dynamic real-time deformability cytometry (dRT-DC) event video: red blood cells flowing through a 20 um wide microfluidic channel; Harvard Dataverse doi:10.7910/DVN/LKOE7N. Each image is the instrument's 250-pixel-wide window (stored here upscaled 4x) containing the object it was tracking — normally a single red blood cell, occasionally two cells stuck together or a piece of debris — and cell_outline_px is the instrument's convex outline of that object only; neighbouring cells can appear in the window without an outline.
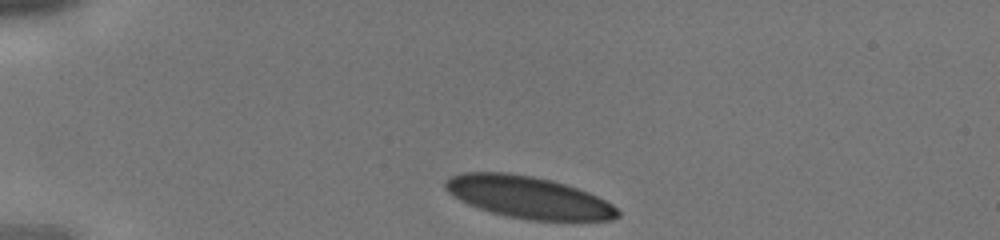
{"species": "human", "species_latin": "Homo sapiens", "temperature_condition": "cold", "stored_images_in_passage": 27, "camera_frame_rate_fps": 3000, "um_per_image_px": 0.085, "donor": {"sex": "male"}, "frame": {"image": 1, "passage_image": 1, "time_ms": 0.0, "image_size_px": [1000, 240], "cell_outline_px": [[620, 216], [612, 220], [532, 220], [508, 216], [492, 212], [468, 204], [460, 200], [448, 192], [444, 188], [444, 180], [460, 172], [508, 172], [532, 176], [552, 180], [588, 192], [612, 204], [620, 212]], "centroid_in_image_um": [44.89, 16.76], "position_along_channel_um": 40.1, "area_um2": 41.91}}
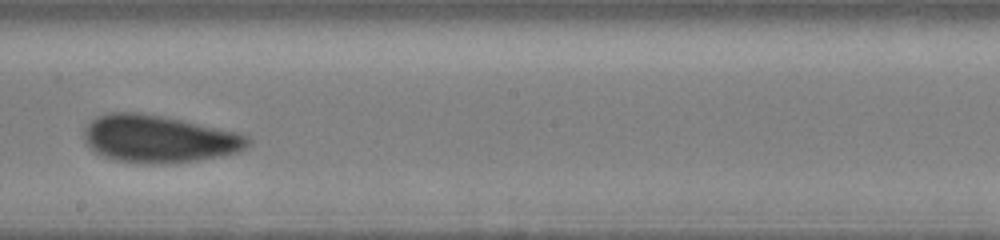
{"frame": {"image": 2, "passage_image": 16, "time_ms": 5.0, "image_size_px": [1000, 240], "cell_outline_px": [[252, 144], [240, 152], [220, 156], [176, 164], [144, 164], [112, 160], [96, 152], [84, 140], [84, 132], [88, 124], [96, 116], [108, 112], [140, 112], [180, 120], [236, 132], [248, 136], [252, 140]], "centroid_in_image_um": [13.52, 11.83], "position_along_channel_um": 234.7, "area_um2": 45.49}}
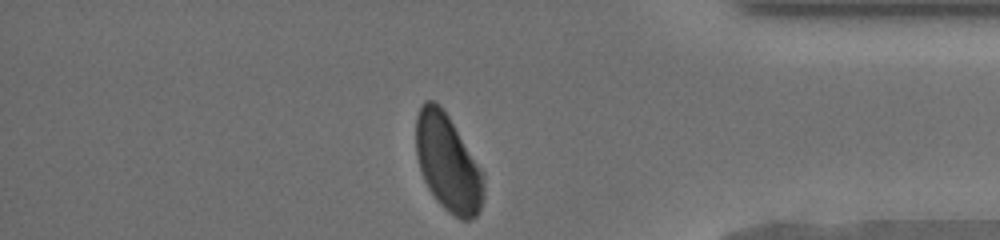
{"frame": {"image": 3, "passage_image": 27, "time_ms": 8.667, "image_size_px": [1000, 240], "cell_outline_px": [[484, 196], [480, 208], [476, 216], [468, 220], [460, 220], [448, 212], [436, 200], [428, 188], [424, 180], [420, 168], [416, 152], [416, 116], [424, 100], [432, 100], [440, 104], [448, 116], [484, 172]], "centroid_in_image_um": [38.08, 13.87], "position_along_channel_um": 397.1, "area_um2": 38.32}}